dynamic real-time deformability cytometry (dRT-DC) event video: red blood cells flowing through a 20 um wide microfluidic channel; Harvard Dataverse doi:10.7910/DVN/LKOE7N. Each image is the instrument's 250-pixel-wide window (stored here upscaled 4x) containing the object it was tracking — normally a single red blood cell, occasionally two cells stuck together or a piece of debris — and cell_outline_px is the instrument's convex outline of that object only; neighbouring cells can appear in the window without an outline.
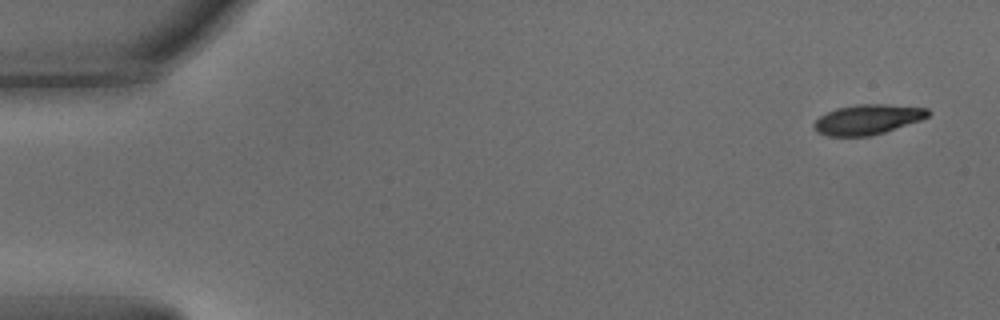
{"species": "common noctule bat (a hibernating species)", "species_latin": "Nyctalus noctula", "temperature_condition": "warm", "stored_images_in_passage": 34, "camera_frame_rate_fps": 3000, "um_per_image_px": 0.085, "animal": {"sex": "male", "body_mass_g": 15.6}, "frame": {"image": 1, "passage_image": 1, "time_ms": 0.0, "image_size_px": [1000, 320], "cell_outline_px": [[932, 112], [928, 116], [920, 120], [884, 132], [868, 136], [828, 136], [816, 132], [812, 124], [820, 116], [836, 108], [856, 104], [888, 104], [928, 108]], "centroid_in_image_um": [73.74, 10.14], "position_along_channel_um": 11.3, "area_um2": 19.94}}
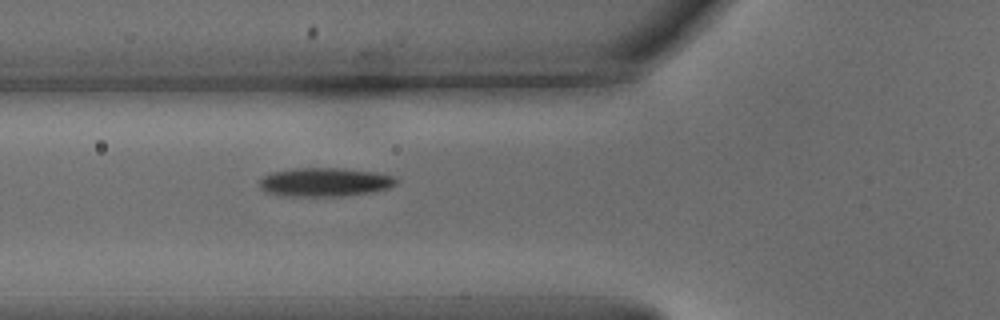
{"frame": {"image": 2, "passage_image": 18, "time_ms": 5.667, "image_size_px": [1000, 320], "cell_outline_px": [[396, 184], [388, 188], [372, 192], [340, 196], [284, 196], [268, 192], [260, 188], [260, 180], [264, 176], [272, 172], [296, 168], [340, 168], [376, 172], [396, 176]], "centroid_in_image_um": [27.63, 15.48], "position_along_channel_um": 98.2, "area_um2": 22.83}}
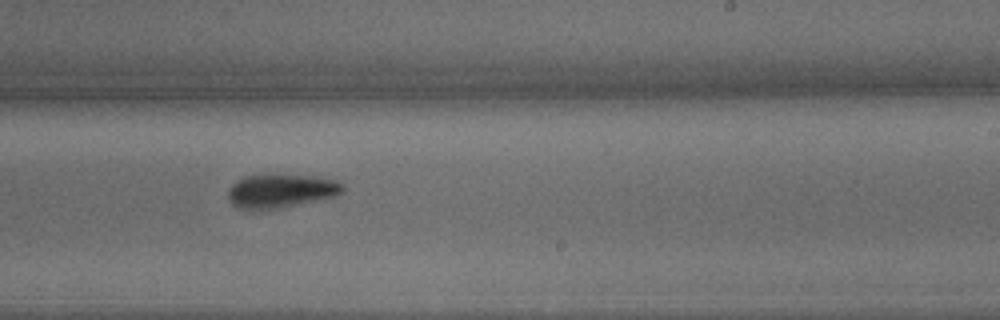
{"frame": {"image": 3, "passage_image": 31, "time_ms": 10.0, "image_size_px": [1000, 320], "cell_outline_px": [[344, 188], [336, 196], [264, 212], [260, 212], [236, 208], [228, 200], [228, 188], [236, 180], [244, 176], [268, 172], [312, 176], [336, 180], [344, 184]], "centroid_in_image_um": [23.79, 16.23], "position_along_channel_um": 265.2, "area_um2": 23.76}}